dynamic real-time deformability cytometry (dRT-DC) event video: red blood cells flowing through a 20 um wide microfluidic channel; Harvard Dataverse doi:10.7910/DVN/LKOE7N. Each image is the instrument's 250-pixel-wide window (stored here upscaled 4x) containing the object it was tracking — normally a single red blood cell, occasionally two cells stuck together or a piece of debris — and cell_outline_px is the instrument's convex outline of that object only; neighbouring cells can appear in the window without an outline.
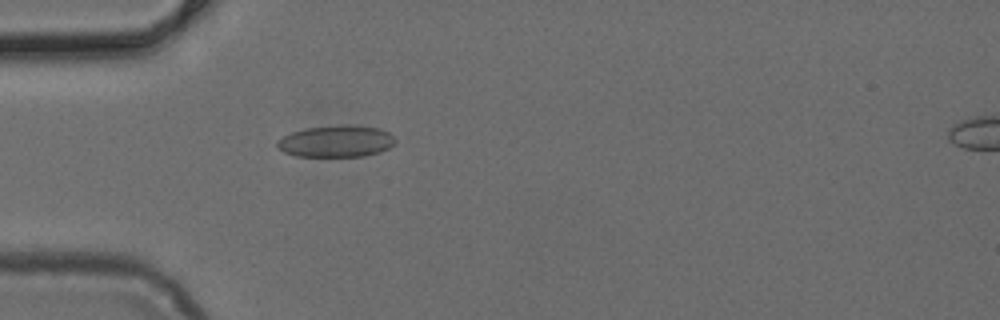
{"species": "common noctule bat (a hibernating species)", "species_latin": "Nyctalus noctula", "temperature_condition": "cold", "stored_images_in_passage": 50, "camera_frame_rate_fps": 3000, "um_per_image_px": 0.085, "animal": {"sex": "female", "body_mass_g": 24.6, "forearm_length_mm": 56.2}, "frame": {"image": 1, "passage_image": 15, "time_ms": 4.667, "image_size_px": [1000, 320], "cell_outline_px": [[396, 140], [388, 148], [380, 152], [364, 156], [296, 156], [284, 152], [276, 148], [276, 140], [292, 132], [304, 128], [336, 124], [352, 124], [380, 128], [388, 132]], "centroid_in_image_um": [28.55, 11.99], "position_along_channel_um": 56.5, "area_um2": 22.14}}
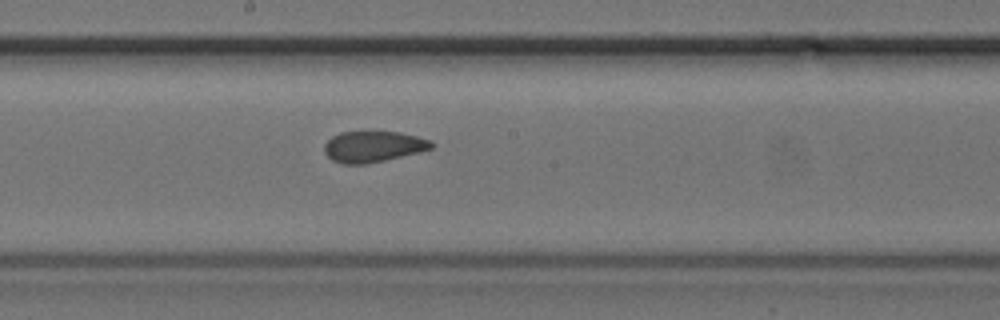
{"frame": {"image": 2, "passage_image": 27, "time_ms": 8.667, "image_size_px": [1000, 320], "cell_outline_px": [[436, 144], [432, 148], [420, 152], [368, 164], [344, 164], [332, 160], [324, 152], [324, 144], [332, 136], [340, 132], [400, 132], [432, 140]], "centroid_in_image_um": [31.74, 12.46], "position_along_channel_um": 216.5, "area_um2": 19.48}}
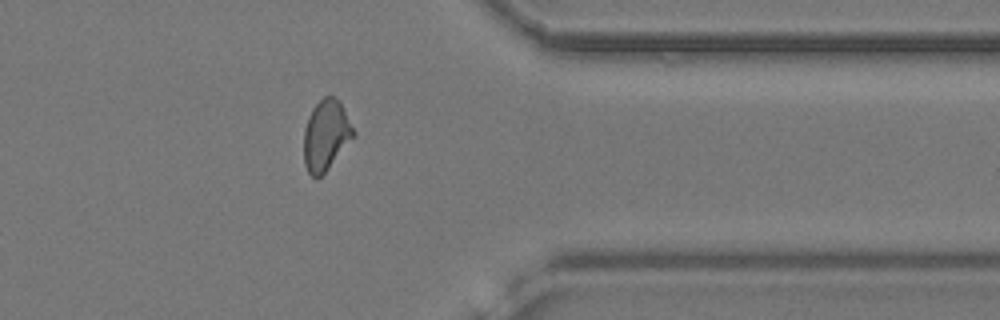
{"frame": {"image": 3, "passage_image": 40, "time_ms": 13.0, "image_size_px": [1000, 320], "cell_outline_px": [[356, 136], [328, 168], [316, 180], [308, 172], [304, 164], [304, 128], [308, 116], [312, 108], [324, 96], [332, 96], [340, 100], [356, 132]], "centroid_in_image_um": [27.72, 11.48], "position_along_channel_um": 383.7, "area_um2": 20.63}}